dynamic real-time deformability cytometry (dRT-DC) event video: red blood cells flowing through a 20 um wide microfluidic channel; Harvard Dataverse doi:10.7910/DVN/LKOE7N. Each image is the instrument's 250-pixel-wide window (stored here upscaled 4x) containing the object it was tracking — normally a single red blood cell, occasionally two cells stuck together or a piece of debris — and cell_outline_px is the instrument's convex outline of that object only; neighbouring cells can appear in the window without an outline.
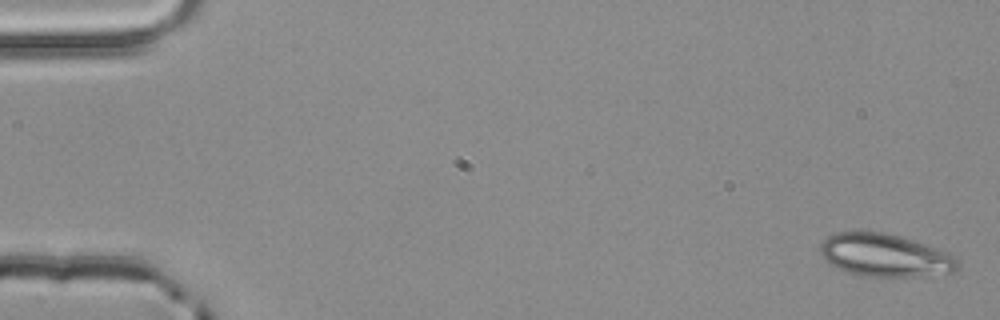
{"species": "common noctule bat (a hibernating species)", "species_latin": "Nyctalus noctula", "temperature_condition": "room temperature", "stored_images_in_passage": 4, "camera_frame_rate_fps": 3000, "um_per_image_px": 0.085, "animal": {"sex": "male", "body_mass_g": 20.4}, "frame": {"image": 1, "passage_image": 1, "time_ms": 0.0, "image_size_px": [1000, 320], "cell_outline_px": [[960, 264], [956, 272], [916, 276], [860, 276], [840, 268], [824, 260], [820, 252], [820, 244], [828, 236], [836, 232], [884, 232], [912, 240], [948, 252], [956, 256]], "centroid_in_image_um": [75.25, 21.7], "position_along_channel_um": 9.8, "area_um2": 34.04}}